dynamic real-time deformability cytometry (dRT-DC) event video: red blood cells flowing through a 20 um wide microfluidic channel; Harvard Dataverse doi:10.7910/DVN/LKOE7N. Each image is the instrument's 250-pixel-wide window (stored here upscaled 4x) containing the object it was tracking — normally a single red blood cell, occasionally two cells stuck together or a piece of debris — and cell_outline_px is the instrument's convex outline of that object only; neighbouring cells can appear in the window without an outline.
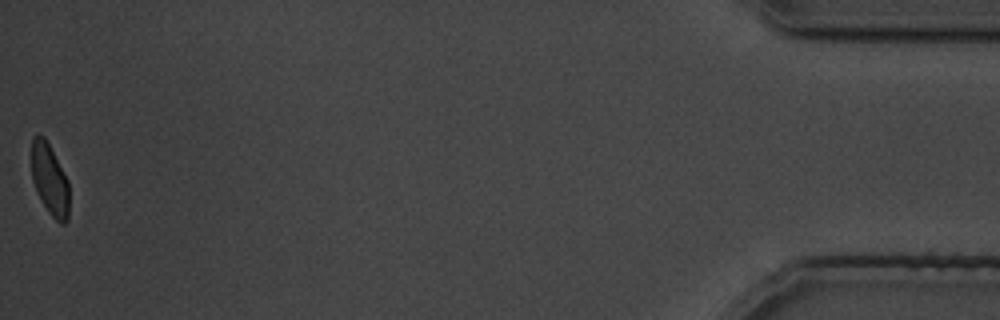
{"species": "common noctule bat (a hibernating species)", "species_latin": "Nyctalus noctula", "temperature_condition": "cold", "stored_images_in_passage": 27, "camera_frame_rate_fps": 3000, "um_per_image_px": 0.085, "animal": {"sex": "male", "body_mass_g": 19.5, "forearm_length_mm": 54.6}, "frame": {"image": 1, "passage_image": 27, "time_ms": 33.0, "image_size_px": [1000, 320], "cell_outline_px": [[68, 220], [64, 224], [60, 224], [48, 212], [32, 180], [32, 136], [44, 136], [68, 180]], "centroid_in_image_um": [4.23, 15.28], "position_along_channel_um": 431.0, "area_um2": 15.26}}